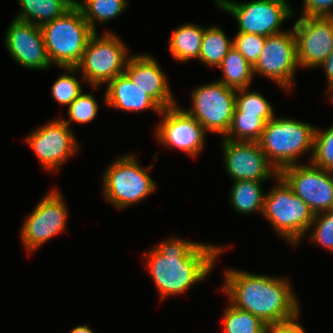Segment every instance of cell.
<instances>
[{"instance_id": "cell-1", "label": "cell", "mask_w": 333, "mask_h": 333, "mask_svg": "<svg viewBox=\"0 0 333 333\" xmlns=\"http://www.w3.org/2000/svg\"><path fill=\"white\" fill-rule=\"evenodd\" d=\"M223 248L179 238L163 241L146 254L149 269L160 299L184 293L205 279Z\"/></svg>"}, {"instance_id": "cell-2", "label": "cell", "mask_w": 333, "mask_h": 333, "mask_svg": "<svg viewBox=\"0 0 333 333\" xmlns=\"http://www.w3.org/2000/svg\"><path fill=\"white\" fill-rule=\"evenodd\" d=\"M224 275L222 290L231 304L255 315L267 326L299 316L298 301L286 279L229 269Z\"/></svg>"}, {"instance_id": "cell-3", "label": "cell", "mask_w": 333, "mask_h": 333, "mask_svg": "<svg viewBox=\"0 0 333 333\" xmlns=\"http://www.w3.org/2000/svg\"><path fill=\"white\" fill-rule=\"evenodd\" d=\"M50 63L76 67L94 31L74 4L62 16L40 26Z\"/></svg>"}, {"instance_id": "cell-4", "label": "cell", "mask_w": 333, "mask_h": 333, "mask_svg": "<svg viewBox=\"0 0 333 333\" xmlns=\"http://www.w3.org/2000/svg\"><path fill=\"white\" fill-rule=\"evenodd\" d=\"M316 128L301 121L276 118L270 119L258 141L270 163L280 173L284 168L297 163L302 153L314 148Z\"/></svg>"}, {"instance_id": "cell-5", "label": "cell", "mask_w": 333, "mask_h": 333, "mask_svg": "<svg viewBox=\"0 0 333 333\" xmlns=\"http://www.w3.org/2000/svg\"><path fill=\"white\" fill-rule=\"evenodd\" d=\"M276 180L277 186L264 197L262 215L273 225L276 232L297 246L304 233L311 228L314 213L280 174Z\"/></svg>"}, {"instance_id": "cell-6", "label": "cell", "mask_w": 333, "mask_h": 333, "mask_svg": "<svg viewBox=\"0 0 333 333\" xmlns=\"http://www.w3.org/2000/svg\"><path fill=\"white\" fill-rule=\"evenodd\" d=\"M136 155L122 156L103 175L105 198L116 208L128 207L149 196L156 184L148 174L154 166L140 167Z\"/></svg>"}, {"instance_id": "cell-7", "label": "cell", "mask_w": 333, "mask_h": 333, "mask_svg": "<svg viewBox=\"0 0 333 333\" xmlns=\"http://www.w3.org/2000/svg\"><path fill=\"white\" fill-rule=\"evenodd\" d=\"M128 57H131L128 49L115 34L106 32L98 38L96 31L89 38L76 68L82 70L85 81L98 89L124 73Z\"/></svg>"}, {"instance_id": "cell-8", "label": "cell", "mask_w": 333, "mask_h": 333, "mask_svg": "<svg viewBox=\"0 0 333 333\" xmlns=\"http://www.w3.org/2000/svg\"><path fill=\"white\" fill-rule=\"evenodd\" d=\"M222 10L232 14L238 22V33L275 35L281 32V23L293 15L286 0H254L236 3L229 0H215Z\"/></svg>"}, {"instance_id": "cell-9", "label": "cell", "mask_w": 333, "mask_h": 333, "mask_svg": "<svg viewBox=\"0 0 333 333\" xmlns=\"http://www.w3.org/2000/svg\"><path fill=\"white\" fill-rule=\"evenodd\" d=\"M236 91L220 81L202 85L192 92L193 108L185 111L206 132L226 135L236 108Z\"/></svg>"}, {"instance_id": "cell-10", "label": "cell", "mask_w": 333, "mask_h": 333, "mask_svg": "<svg viewBox=\"0 0 333 333\" xmlns=\"http://www.w3.org/2000/svg\"><path fill=\"white\" fill-rule=\"evenodd\" d=\"M297 62L294 31H284L266 37L264 48L253 65L254 75L260 73L291 91Z\"/></svg>"}, {"instance_id": "cell-11", "label": "cell", "mask_w": 333, "mask_h": 333, "mask_svg": "<svg viewBox=\"0 0 333 333\" xmlns=\"http://www.w3.org/2000/svg\"><path fill=\"white\" fill-rule=\"evenodd\" d=\"M58 190H51L37 204L21 227V240L29 253L66 230L67 207Z\"/></svg>"}, {"instance_id": "cell-12", "label": "cell", "mask_w": 333, "mask_h": 333, "mask_svg": "<svg viewBox=\"0 0 333 333\" xmlns=\"http://www.w3.org/2000/svg\"><path fill=\"white\" fill-rule=\"evenodd\" d=\"M330 173L333 172L310 162V165L286 167L280 175L315 215L333 209V177Z\"/></svg>"}, {"instance_id": "cell-13", "label": "cell", "mask_w": 333, "mask_h": 333, "mask_svg": "<svg viewBox=\"0 0 333 333\" xmlns=\"http://www.w3.org/2000/svg\"><path fill=\"white\" fill-rule=\"evenodd\" d=\"M293 31L299 67H320L333 52V16H302Z\"/></svg>"}, {"instance_id": "cell-14", "label": "cell", "mask_w": 333, "mask_h": 333, "mask_svg": "<svg viewBox=\"0 0 333 333\" xmlns=\"http://www.w3.org/2000/svg\"><path fill=\"white\" fill-rule=\"evenodd\" d=\"M25 140L48 171L59 169L78 151L75 136L62 118L37 128Z\"/></svg>"}, {"instance_id": "cell-15", "label": "cell", "mask_w": 333, "mask_h": 333, "mask_svg": "<svg viewBox=\"0 0 333 333\" xmlns=\"http://www.w3.org/2000/svg\"><path fill=\"white\" fill-rule=\"evenodd\" d=\"M223 151L227 173L234 181L264 182L280 174L270 163L258 142L224 139Z\"/></svg>"}, {"instance_id": "cell-16", "label": "cell", "mask_w": 333, "mask_h": 333, "mask_svg": "<svg viewBox=\"0 0 333 333\" xmlns=\"http://www.w3.org/2000/svg\"><path fill=\"white\" fill-rule=\"evenodd\" d=\"M161 114L164 119L155 130L159 143L194 157L198 155L204 144V127L177 105L163 109Z\"/></svg>"}, {"instance_id": "cell-17", "label": "cell", "mask_w": 333, "mask_h": 333, "mask_svg": "<svg viewBox=\"0 0 333 333\" xmlns=\"http://www.w3.org/2000/svg\"><path fill=\"white\" fill-rule=\"evenodd\" d=\"M5 36L6 49L17 63L30 69L49 68L40 26L13 19Z\"/></svg>"}, {"instance_id": "cell-18", "label": "cell", "mask_w": 333, "mask_h": 333, "mask_svg": "<svg viewBox=\"0 0 333 333\" xmlns=\"http://www.w3.org/2000/svg\"><path fill=\"white\" fill-rule=\"evenodd\" d=\"M124 73L162 109L177 105L166 77L153 57L142 54L129 57Z\"/></svg>"}, {"instance_id": "cell-19", "label": "cell", "mask_w": 333, "mask_h": 333, "mask_svg": "<svg viewBox=\"0 0 333 333\" xmlns=\"http://www.w3.org/2000/svg\"><path fill=\"white\" fill-rule=\"evenodd\" d=\"M105 103L112 108L139 112L152 109L162 113V108L143 90L135 86L130 78L122 73L107 84Z\"/></svg>"}, {"instance_id": "cell-20", "label": "cell", "mask_w": 333, "mask_h": 333, "mask_svg": "<svg viewBox=\"0 0 333 333\" xmlns=\"http://www.w3.org/2000/svg\"><path fill=\"white\" fill-rule=\"evenodd\" d=\"M22 11L15 19L41 26L62 16L75 0H17Z\"/></svg>"}, {"instance_id": "cell-21", "label": "cell", "mask_w": 333, "mask_h": 333, "mask_svg": "<svg viewBox=\"0 0 333 333\" xmlns=\"http://www.w3.org/2000/svg\"><path fill=\"white\" fill-rule=\"evenodd\" d=\"M205 28L194 24L181 25L175 29L169 40V50L174 59L184 62L199 59Z\"/></svg>"}, {"instance_id": "cell-22", "label": "cell", "mask_w": 333, "mask_h": 333, "mask_svg": "<svg viewBox=\"0 0 333 333\" xmlns=\"http://www.w3.org/2000/svg\"><path fill=\"white\" fill-rule=\"evenodd\" d=\"M218 67L222 69L224 75L223 79L218 81L235 90L248 88L254 76L253 66L234 46L228 50Z\"/></svg>"}, {"instance_id": "cell-23", "label": "cell", "mask_w": 333, "mask_h": 333, "mask_svg": "<svg viewBox=\"0 0 333 333\" xmlns=\"http://www.w3.org/2000/svg\"><path fill=\"white\" fill-rule=\"evenodd\" d=\"M230 193L233 208L243 214L255 211L263 213L264 197L261 182L255 180L234 181Z\"/></svg>"}, {"instance_id": "cell-24", "label": "cell", "mask_w": 333, "mask_h": 333, "mask_svg": "<svg viewBox=\"0 0 333 333\" xmlns=\"http://www.w3.org/2000/svg\"><path fill=\"white\" fill-rule=\"evenodd\" d=\"M232 46L233 40H229L222 29L216 26L207 27L202 39L199 60L209 66L218 67Z\"/></svg>"}, {"instance_id": "cell-25", "label": "cell", "mask_w": 333, "mask_h": 333, "mask_svg": "<svg viewBox=\"0 0 333 333\" xmlns=\"http://www.w3.org/2000/svg\"><path fill=\"white\" fill-rule=\"evenodd\" d=\"M126 0H83L75 1L90 28L96 32L95 21L107 22L120 15L127 7Z\"/></svg>"}, {"instance_id": "cell-26", "label": "cell", "mask_w": 333, "mask_h": 333, "mask_svg": "<svg viewBox=\"0 0 333 333\" xmlns=\"http://www.w3.org/2000/svg\"><path fill=\"white\" fill-rule=\"evenodd\" d=\"M265 125L266 122L256 115L234 114L225 139L231 141L258 142ZM233 134L235 137H233Z\"/></svg>"}, {"instance_id": "cell-27", "label": "cell", "mask_w": 333, "mask_h": 333, "mask_svg": "<svg viewBox=\"0 0 333 333\" xmlns=\"http://www.w3.org/2000/svg\"><path fill=\"white\" fill-rule=\"evenodd\" d=\"M224 328L226 333H265L267 325L250 312L230 303L224 313Z\"/></svg>"}, {"instance_id": "cell-28", "label": "cell", "mask_w": 333, "mask_h": 333, "mask_svg": "<svg viewBox=\"0 0 333 333\" xmlns=\"http://www.w3.org/2000/svg\"><path fill=\"white\" fill-rule=\"evenodd\" d=\"M248 88L236 91L234 114H251L261 117L266 123L275 115L271 104L259 92H249Z\"/></svg>"}, {"instance_id": "cell-29", "label": "cell", "mask_w": 333, "mask_h": 333, "mask_svg": "<svg viewBox=\"0 0 333 333\" xmlns=\"http://www.w3.org/2000/svg\"><path fill=\"white\" fill-rule=\"evenodd\" d=\"M311 163L333 172V125L327 130L316 128Z\"/></svg>"}, {"instance_id": "cell-30", "label": "cell", "mask_w": 333, "mask_h": 333, "mask_svg": "<svg viewBox=\"0 0 333 333\" xmlns=\"http://www.w3.org/2000/svg\"><path fill=\"white\" fill-rule=\"evenodd\" d=\"M72 75L62 74L52 86V97L60 104L70 105L81 93V84L75 78L76 67H64ZM74 74V75H73Z\"/></svg>"}, {"instance_id": "cell-31", "label": "cell", "mask_w": 333, "mask_h": 333, "mask_svg": "<svg viewBox=\"0 0 333 333\" xmlns=\"http://www.w3.org/2000/svg\"><path fill=\"white\" fill-rule=\"evenodd\" d=\"M98 112V104L92 94L81 93L68 106V121H64L68 126L71 121L77 123H88L96 117Z\"/></svg>"}, {"instance_id": "cell-32", "label": "cell", "mask_w": 333, "mask_h": 333, "mask_svg": "<svg viewBox=\"0 0 333 333\" xmlns=\"http://www.w3.org/2000/svg\"><path fill=\"white\" fill-rule=\"evenodd\" d=\"M311 240L333 251V209L314 215Z\"/></svg>"}, {"instance_id": "cell-33", "label": "cell", "mask_w": 333, "mask_h": 333, "mask_svg": "<svg viewBox=\"0 0 333 333\" xmlns=\"http://www.w3.org/2000/svg\"><path fill=\"white\" fill-rule=\"evenodd\" d=\"M266 37L258 34L237 33L233 46L253 66L264 48Z\"/></svg>"}, {"instance_id": "cell-34", "label": "cell", "mask_w": 333, "mask_h": 333, "mask_svg": "<svg viewBox=\"0 0 333 333\" xmlns=\"http://www.w3.org/2000/svg\"><path fill=\"white\" fill-rule=\"evenodd\" d=\"M333 7V0H304V9L301 16H333L330 11Z\"/></svg>"}, {"instance_id": "cell-35", "label": "cell", "mask_w": 333, "mask_h": 333, "mask_svg": "<svg viewBox=\"0 0 333 333\" xmlns=\"http://www.w3.org/2000/svg\"><path fill=\"white\" fill-rule=\"evenodd\" d=\"M265 333H306L304 328L296 322V319L282 323L267 326Z\"/></svg>"}, {"instance_id": "cell-36", "label": "cell", "mask_w": 333, "mask_h": 333, "mask_svg": "<svg viewBox=\"0 0 333 333\" xmlns=\"http://www.w3.org/2000/svg\"><path fill=\"white\" fill-rule=\"evenodd\" d=\"M324 67L326 78L328 79V89L327 93L333 92V52L324 60V62L320 65Z\"/></svg>"}, {"instance_id": "cell-37", "label": "cell", "mask_w": 333, "mask_h": 333, "mask_svg": "<svg viewBox=\"0 0 333 333\" xmlns=\"http://www.w3.org/2000/svg\"><path fill=\"white\" fill-rule=\"evenodd\" d=\"M70 333H94L87 325L77 326L70 331Z\"/></svg>"}, {"instance_id": "cell-38", "label": "cell", "mask_w": 333, "mask_h": 333, "mask_svg": "<svg viewBox=\"0 0 333 333\" xmlns=\"http://www.w3.org/2000/svg\"><path fill=\"white\" fill-rule=\"evenodd\" d=\"M328 95L331 97V100L333 102V92L331 93V95L330 94H328Z\"/></svg>"}]
</instances>
